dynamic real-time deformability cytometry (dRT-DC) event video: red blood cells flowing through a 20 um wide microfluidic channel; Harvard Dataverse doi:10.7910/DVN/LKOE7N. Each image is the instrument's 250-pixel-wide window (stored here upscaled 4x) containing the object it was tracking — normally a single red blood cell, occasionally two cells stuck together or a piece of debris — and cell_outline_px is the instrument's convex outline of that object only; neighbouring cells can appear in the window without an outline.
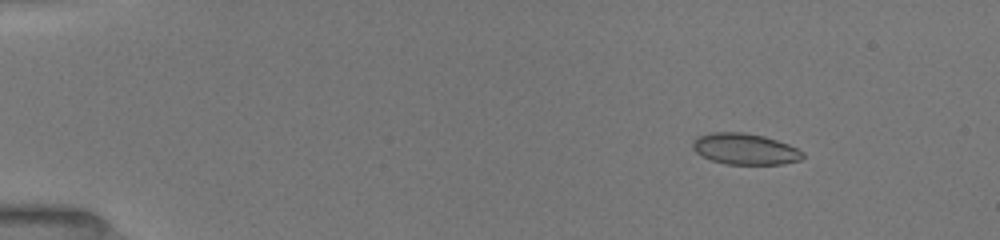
{"species": "common noctule bat (a hibernating species)", "species_latin": "Nyctalus noctula", "temperature_condition": "room temperature", "stored_images_in_passage": 17, "camera_frame_rate_fps": 3000, "um_per_image_px": 0.085, "animal": {"sex": "female", "body_mass_g": 19.5, "forearm_length_mm": 54.1}, "frame": {"image": 1, "passage_image": 2, "time_ms": 1.0, "image_size_px": [1000, 240], "cell_outline_px": [[804, 156], [800, 160], [784, 164], [724, 164], [712, 160], [696, 152], [692, 148], [692, 144], [696, 136], [712, 132], [744, 132], [764, 136], [788, 144], [804, 152]], "centroid_in_image_um": [63.32, 12.66], "position_along_channel_um": 21.7, "area_um2": 20.0}}
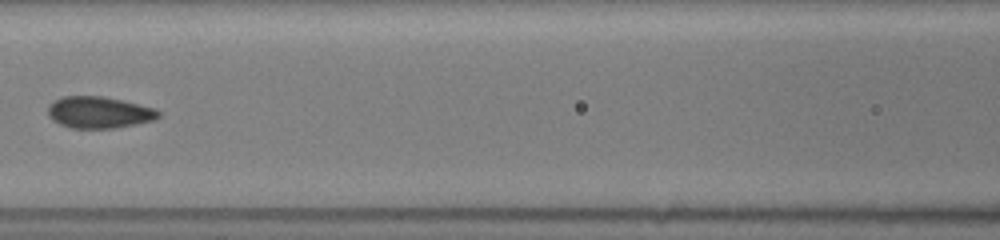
{"frame": {"image": 2, "passage_image": 10, "time_ms": 7.0, "image_size_px": [1000, 240], "cell_outline_px": [[160, 116], [156, 120], [116, 128], [72, 128], [60, 124], [52, 120], [48, 116], [48, 104], [60, 96], [104, 96], [124, 100], [156, 108], [160, 112]], "centroid_in_image_um": [8.43, 9.54], "position_along_channel_um": 158.2, "area_um2": 20.75}}
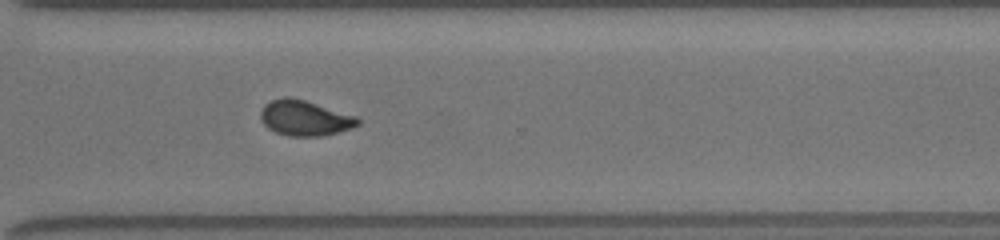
{"frame": {"image": 3, "passage_image": 17, "time_ms": 11.667, "image_size_px": [1000, 240], "cell_outline_px": [[360, 124], [352, 128], [324, 136], [288, 136], [276, 132], [268, 128], [260, 120], [260, 112], [264, 104], [272, 100], [284, 96], [292, 96], [356, 116], [360, 120]], "centroid_in_image_um": [25.89, 10.03], "position_along_channel_um": 344.7, "area_um2": 20.17}}